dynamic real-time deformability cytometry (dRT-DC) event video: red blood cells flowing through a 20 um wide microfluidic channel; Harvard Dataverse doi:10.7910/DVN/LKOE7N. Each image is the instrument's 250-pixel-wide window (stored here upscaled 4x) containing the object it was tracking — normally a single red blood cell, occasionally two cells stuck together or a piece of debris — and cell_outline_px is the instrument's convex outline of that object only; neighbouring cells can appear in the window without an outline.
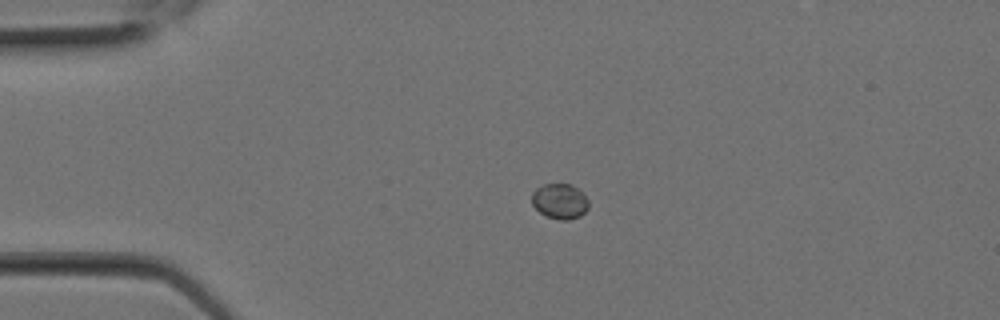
{"species": "Egyptian fruit bat (a non-hibernating species)", "species_latin": "Rousettus aegyptiacus", "temperature_condition": "room temperature", "stored_images_in_passage": 2, "camera_frame_rate_fps": 3000, "um_per_image_px": 0.085, "animal": {"sex": "female"}, "frame": {"image": 1, "passage_image": 2, "time_ms": 0.333, "image_size_px": [1000, 320], "cell_outline_px": [[588, 208], [580, 216], [568, 220], [560, 220], [548, 216], [540, 212], [532, 204], [532, 192], [536, 188], [544, 184], [572, 184], [588, 200]], "centroid_in_image_um": [47.57, 17.1], "position_along_channel_um": 37.4, "area_um2": 11.5}}